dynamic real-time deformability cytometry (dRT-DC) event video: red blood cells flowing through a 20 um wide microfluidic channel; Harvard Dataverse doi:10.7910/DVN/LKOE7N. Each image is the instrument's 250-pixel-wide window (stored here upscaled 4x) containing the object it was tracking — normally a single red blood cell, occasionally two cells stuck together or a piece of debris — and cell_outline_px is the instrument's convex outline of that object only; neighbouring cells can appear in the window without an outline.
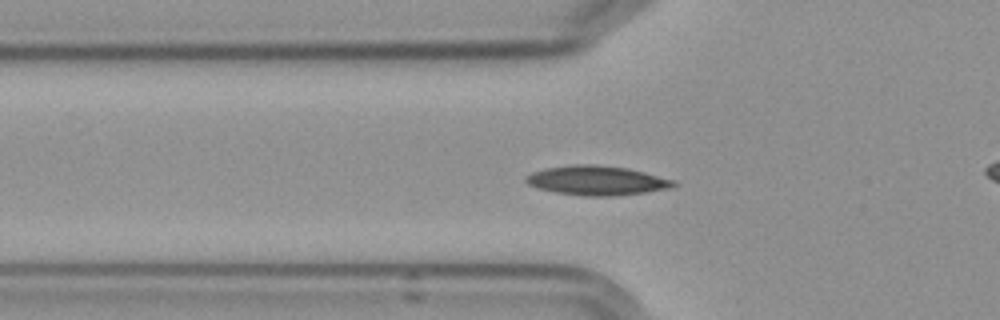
{"species": "Egyptian fruit bat (a non-hibernating species)", "species_latin": "Rousettus aegyptiacus", "temperature_condition": "cold", "stored_images_in_passage": 48, "camera_frame_rate_fps": 3000, "um_per_image_px": 0.085, "frame": {"image": 1, "passage_image": 10, "time_ms": 3.0, "image_size_px": [1000, 320], "cell_outline_px": [[676, 184], [672, 188], [644, 192], [612, 196], [584, 196], [556, 192], [536, 188], [528, 184], [524, 180], [524, 176], [532, 172], [544, 168], [572, 164], [596, 164], [628, 168], [676, 180]], "centroid_in_image_um": [50.7, 15.33], "position_along_channel_um": 75.1, "area_um2": 25.49}}
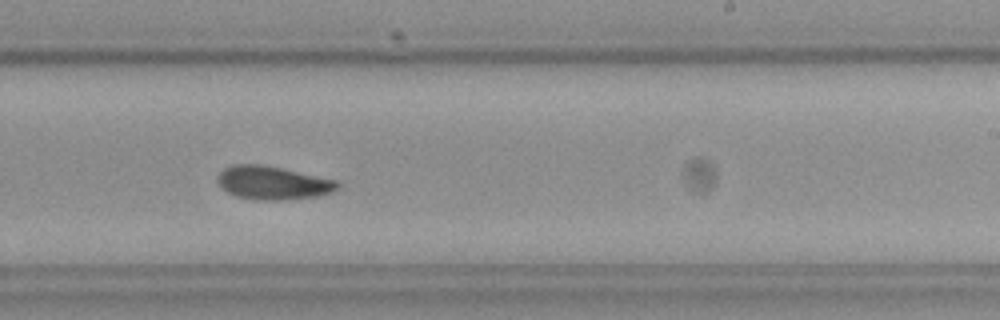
{"frame": {"image": 2, "passage_image": 26, "time_ms": 8.333, "image_size_px": [1000, 320], "cell_outline_px": [[340, 184], [332, 192], [316, 196], [280, 200], [264, 200], [240, 196], [228, 192], [220, 184], [220, 172], [224, 168], [232, 164], [260, 164], [280, 168], [336, 180]], "centroid_in_image_um": [23.21, 15.53], "position_along_channel_um": 265.8, "area_um2": 22.6}}
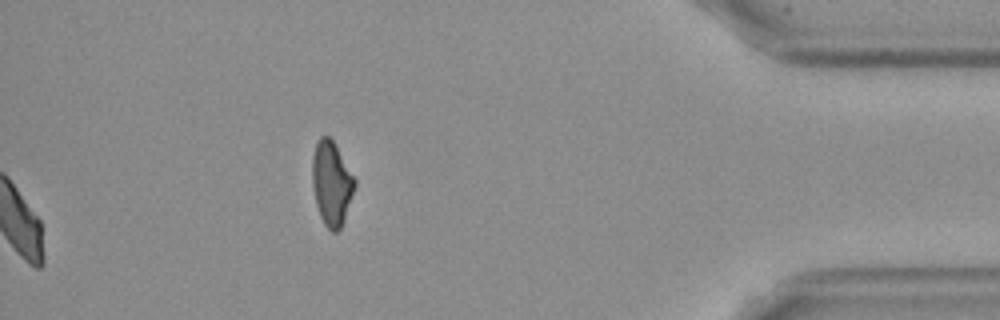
{"frame": {"image": 3, "passage_image": 48, "time_ms": 15.667, "image_size_px": [1000, 320], "cell_outline_px": [[356, 184], [344, 220], [340, 228], [336, 232], [332, 232], [324, 224], [320, 216], [316, 204], [312, 184], [312, 156], [316, 144], [320, 136], [328, 136], [332, 140], [356, 180]], "centroid_in_image_um": [28.17, 15.59], "position_along_channel_um": 407.0, "area_um2": 20.58}, "authors_computed_cell_mechanics": {"area_um2": 23.0333, "velocity_mm_per_s": 3.5641, "shape_relaxation_time_tau1_ms": 4.6939, "shape_relaxation_time_tau2_ms": 2.644, "deformation_change_tau1": 0.1107, "deformation_change_tau2": 0.0602}}